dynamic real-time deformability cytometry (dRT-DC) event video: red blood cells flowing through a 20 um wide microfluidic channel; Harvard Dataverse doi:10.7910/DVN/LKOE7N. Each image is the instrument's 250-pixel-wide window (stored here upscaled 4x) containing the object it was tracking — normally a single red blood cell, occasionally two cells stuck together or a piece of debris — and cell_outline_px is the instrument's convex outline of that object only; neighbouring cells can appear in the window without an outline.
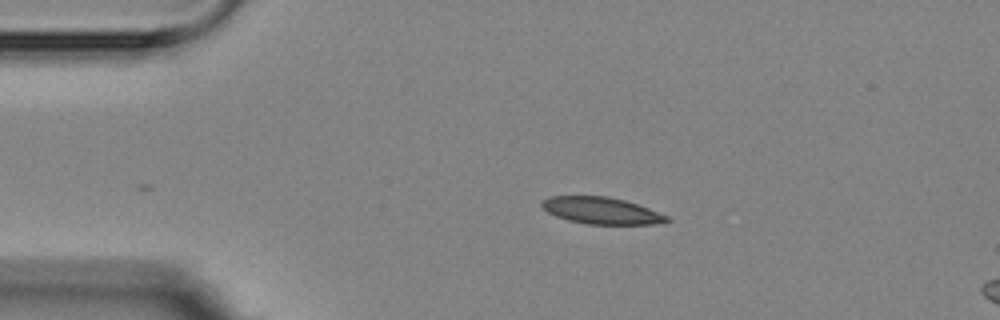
{"species": "Egyptian fruit bat (a non-hibernating species)", "species_latin": "Rousettus aegyptiacus", "temperature_condition": "room temperature", "stored_images_in_passage": 3, "camera_frame_rate_fps": 3000, "um_per_image_px": 0.085, "animal": {"sex": "female"}, "frame": {"image": 1, "passage_image": 1, "time_ms": 0.0, "image_size_px": [1000, 320], "cell_outline_px": [[672, 220], [664, 224], [588, 224], [568, 220], [556, 216], [548, 212], [540, 204], [540, 200], [548, 196], [608, 196], [624, 200], [648, 208], [668, 216]], "centroid_in_image_um": [51.12, 17.9], "position_along_channel_um": 33.9, "area_um2": 19.59}}